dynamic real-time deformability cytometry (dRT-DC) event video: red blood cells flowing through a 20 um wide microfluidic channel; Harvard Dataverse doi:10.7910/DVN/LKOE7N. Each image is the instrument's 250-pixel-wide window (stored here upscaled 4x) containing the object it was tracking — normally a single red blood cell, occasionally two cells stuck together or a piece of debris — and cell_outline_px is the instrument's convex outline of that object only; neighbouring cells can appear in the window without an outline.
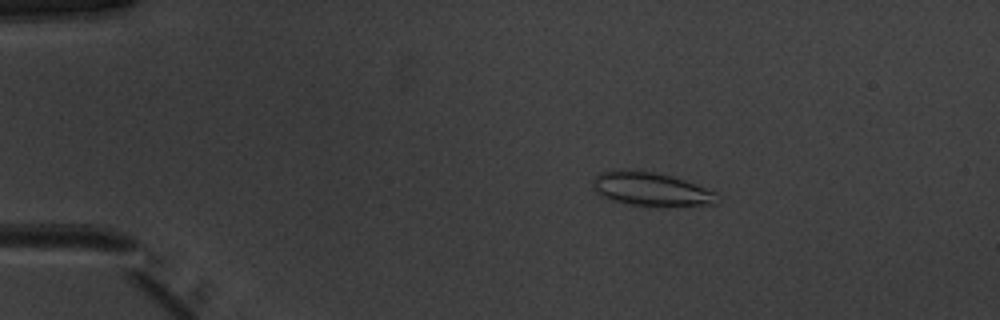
{"species": "common noctule bat (a hibernating species)", "species_latin": "Nyctalus noctula", "temperature_condition": "warm", "stored_images_in_passage": 48, "camera_frame_rate_fps": 3000, "um_per_image_px": 0.085, "animal": {"sex": "male", "body_mass_g": 20.1, "forearm_length_mm": 53.5}, "frame": {"image": 1, "passage_image": 6, "time_ms": 1.667, "image_size_px": [1000, 320], "cell_outline_px": [[724, 200], [716, 204], [668, 208], [624, 204], [612, 200], [596, 192], [592, 184], [596, 176], [600, 172], [656, 172], [672, 176], [696, 184], [716, 192]], "centroid_in_image_um": [55.49, 16.16], "position_along_channel_um": 29.5, "area_um2": 24.57}}
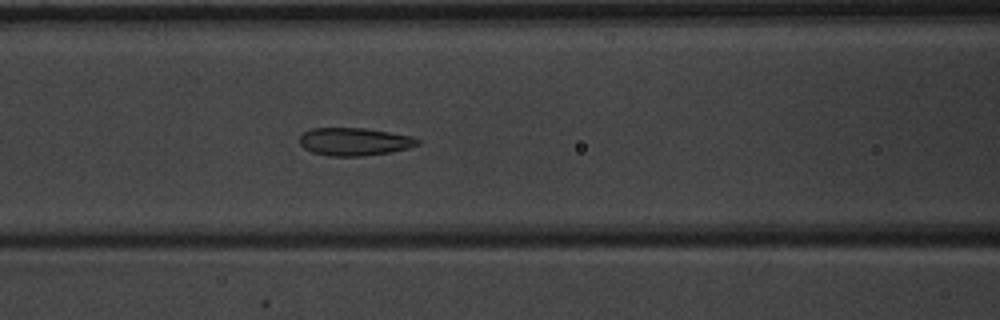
{"frame": {"image": 2, "passage_image": 19, "time_ms": 6.0, "image_size_px": [1000, 320], "cell_outline_px": [[420, 144], [408, 148], [392, 152], [364, 156], [328, 156], [312, 152], [304, 148], [300, 144], [300, 136], [304, 132], [312, 128], [364, 128], [412, 136], [420, 140]], "centroid_in_image_um": [30.13, 12.05], "position_along_channel_um": 136.5, "area_um2": 19.19}}
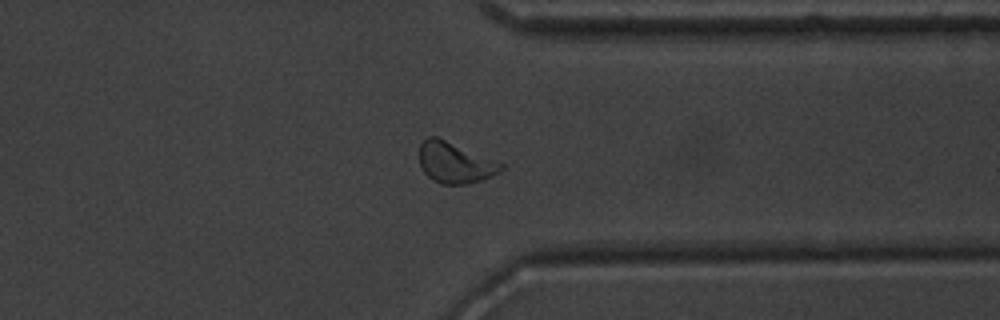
{"frame": {"image": 3, "passage_image": 37, "time_ms": 12.0, "image_size_px": [1000, 320], "cell_outline_px": [[504, 168], [500, 172], [480, 180], [464, 184], [440, 184], [432, 180], [424, 172], [420, 164], [420, 144], [428, 136], [436, 136], [504, 164]], "centroid_in_image_um": [38.65, 13.83], "position_along_channel_um": 372.7, "area_um2": 19.19}, "authors_computed_cell_mechanics": {"area_um2": 19.652, "velocity_mm_per_s": 3.9667, "shape_relaxation_time_tau1_ms": 4.2008, "shape_relaxation_time_tau2_ms": 1.0848, "deformation_change_tau1": 0.1358, "deformation_change_tau2": 0.0816}}